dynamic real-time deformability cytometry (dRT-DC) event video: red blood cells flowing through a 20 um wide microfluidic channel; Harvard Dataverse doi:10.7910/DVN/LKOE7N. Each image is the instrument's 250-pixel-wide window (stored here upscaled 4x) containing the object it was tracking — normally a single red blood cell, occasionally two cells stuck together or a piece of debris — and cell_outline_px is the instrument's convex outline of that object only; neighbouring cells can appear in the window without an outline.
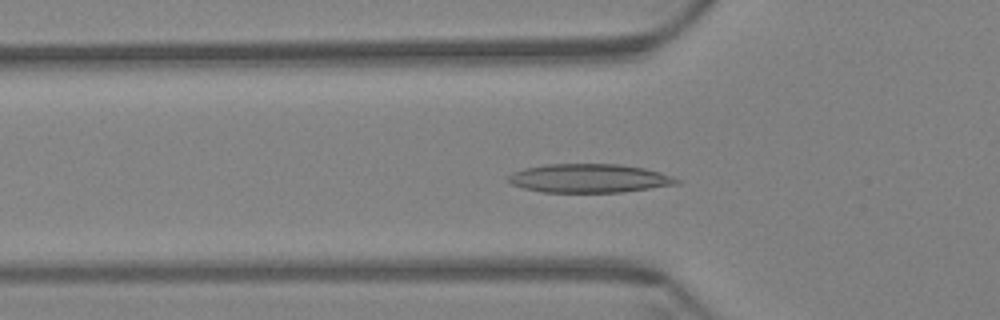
{"species": "Egyptian fruit bat (a non-hibernating species)", "species_latin": "Rousettus aegyptiacus", "temperature_condition": "warm", "stored_images_in_passage": 47, "camera_frame_rate_fps": 3000, "um_per_image_px": 0.085, "animal": {"sex": "female"}, "frame": {"image": 1, "passage_image": 12, "time_ms": 3.667, "image_size_px": [1000, 320], "cell_outline_px": [[680, 184], [624, 192], [544, 192], [524, 188], [512, 184], [504, 180], [504, 176], [512, 172], [524, 168], [548, 164], [620, 164], [644, 168], [660, 172], [672, 176], [680, 180]], "centroid_in_image_um": [50.05, 15.15], "position_along_channel_um": 75.7, "area_um2": 28.44}}
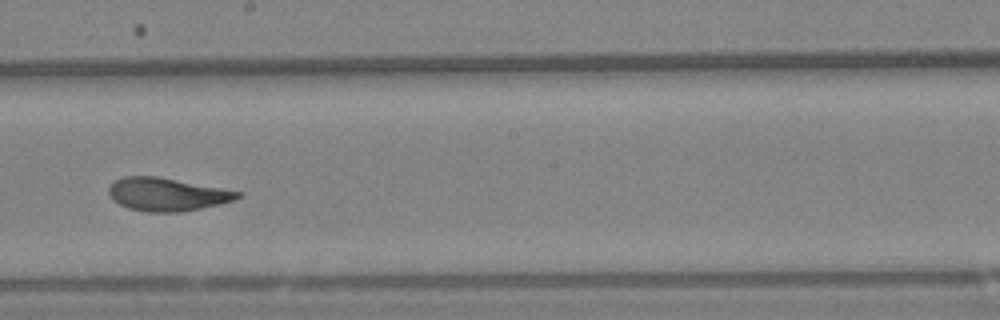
{"frame": {"image": 2, "passage_image": 26, "time_ms": 8.333, "image_size_px": [1000, 320], "cell_outline_px": [[244, 192], [240, 196], [232, 200], [200, 208], [180, 212], [148, 212], [128, 208], [112, 200], [108, 192], [108, 188], [116, 180], [124, 176], [156, 176]], "centroid_in_image_um": [14.16, 16.51], "position_along_channel_um": 234.0, "area_um2": 24.57}}
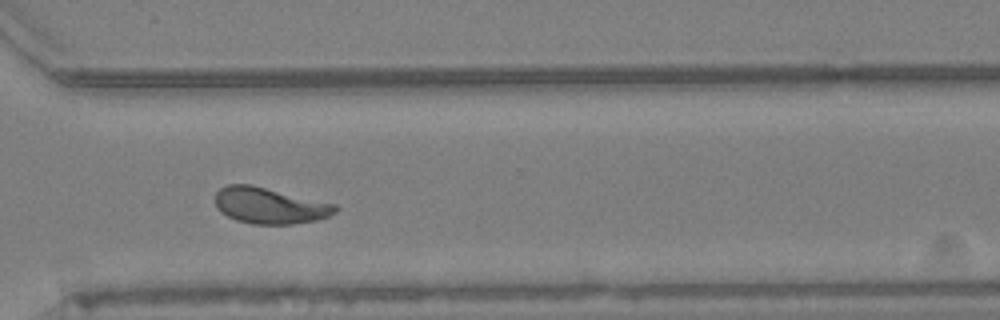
{"frame": {"image": 3, "passage_image": 36, "time_ms": 11.667, "image_size_px": [1000, 320], "cell_outline_px": [[340, 208], [336, 212], [328, 216], [316, 220], [292, 224], [252, 224], [236, 220], [220, 212], [216, 208], [216, 192], [220, 188], [228, 184], [252, 184], [336, 204]], "centroid_in_image_um": [22.92, 17.47], "position_along_channel_um": 347.7, "area_um2": 25.43}, "authors_computed_cell_mechanics": {"area_um2": 25.0274, "velocity_mm_per_s": 3.3927, "shape_relaxation_time_tau1_ms": 7.8758, "shape_relaxation_time_tau2_ms": 1.4237, "deformation_change_tau1": 0.2271, "deformation_change_tau2": 0.0844}}